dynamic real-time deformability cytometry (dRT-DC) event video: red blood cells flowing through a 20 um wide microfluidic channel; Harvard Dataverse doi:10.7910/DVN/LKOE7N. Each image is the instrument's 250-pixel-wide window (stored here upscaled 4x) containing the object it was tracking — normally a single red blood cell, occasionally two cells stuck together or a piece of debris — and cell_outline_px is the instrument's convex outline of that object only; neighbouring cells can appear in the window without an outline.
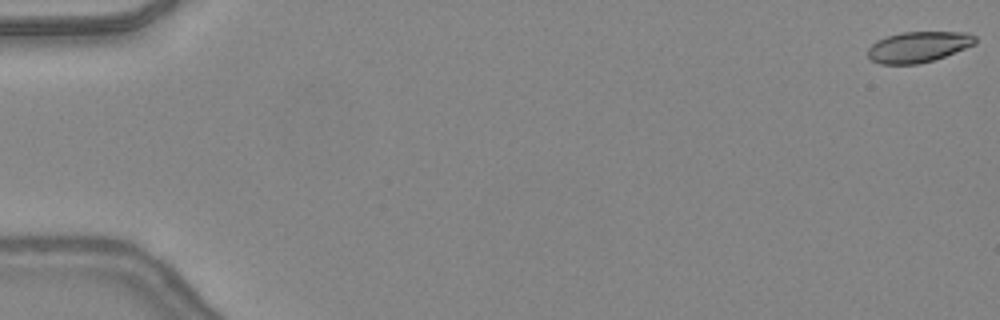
{"species": "common noctule bat (a hibernating species)", "species_latin": "Nyctalus noctula", "temperature_condition": "warm", "stored_images_in_passage": 48, "camera_frame_rate_fps": 3000, "um_per_image_px": 0.085, "animal": {"sex": "female", "body_mass_g": 24.6, "forearm_length_mm": 56.2}, "frame": {"image": 1, "passage_image": 1, "time_ms": 0.0, "image_size_px": [1000, 320], "cell_outline_px": [[976, 44], [944, 56], [932, 60], [916, 64], [880, 64], [872, 60], [868, 56], [868, 48], [876, 40], [888, 36], [904, 32], [968, 32], [976, 36]], "centroid_in_image_um": [78.06, 3.98], "position_along_channel_um": 6.9, "area_um2": 19.13}}
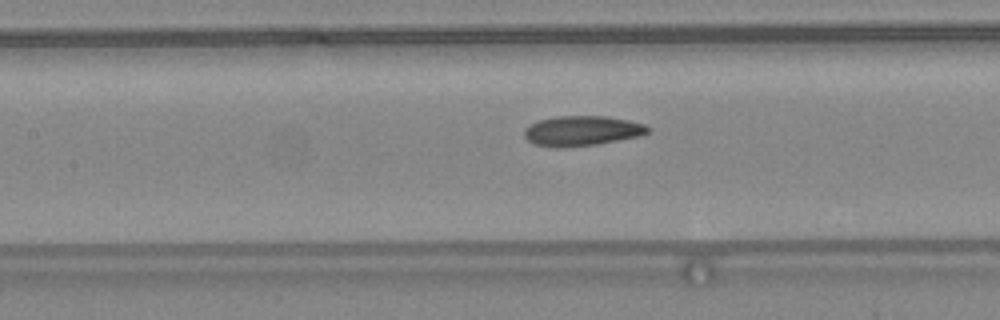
{"frame": {"image": 2, "passage_image": 23, "time_ms": 7.333, "image_size_px": [1000, 320], "cell_outline_px": [[648, 132], [640, 136], [600, 144], [568, 148], [564, 148], [532, 144], [524, 136], [524, 128], [536, 120], [556, 116], [604, 116], [628, 120], [644, 124], [648, 128]], "centroid_in_image_um": [49.42, 11.13], "position_along_channel_um": 158.0, "area_um2": 21.85}}
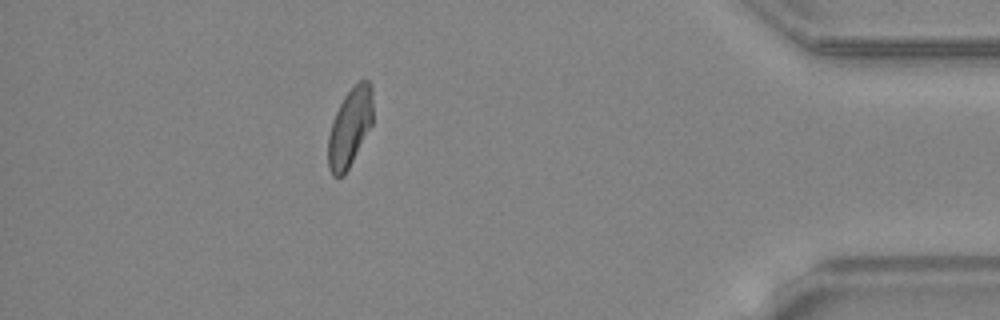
{"frame": {"image": 3, "passage_image": 43, "time_ms": 14.0, "image_size_px": [1000, 320], "cell_outline_px": [[372, 124], [344, 176], [332, 176], [328, 168], [328, 136], [332, 120], [344, 96], [360, 80], [368, 80], [372, 88]], "centroid_in_image_um": [29.72, 10.84], "position_along_channel_um": 405.5, "area_um2": 20.29}, "authors_computed_cell_mechanics": {"area_um2": 20.8658, "velocity_mm_per_s": 4.3996, "shape_relaxation_time_tau1_ms": null, "shape_relaxation_time_tau2_ms": 3.4934, "deformation_change_tau1": null, "deformation_change_tau2": 0.0923}}